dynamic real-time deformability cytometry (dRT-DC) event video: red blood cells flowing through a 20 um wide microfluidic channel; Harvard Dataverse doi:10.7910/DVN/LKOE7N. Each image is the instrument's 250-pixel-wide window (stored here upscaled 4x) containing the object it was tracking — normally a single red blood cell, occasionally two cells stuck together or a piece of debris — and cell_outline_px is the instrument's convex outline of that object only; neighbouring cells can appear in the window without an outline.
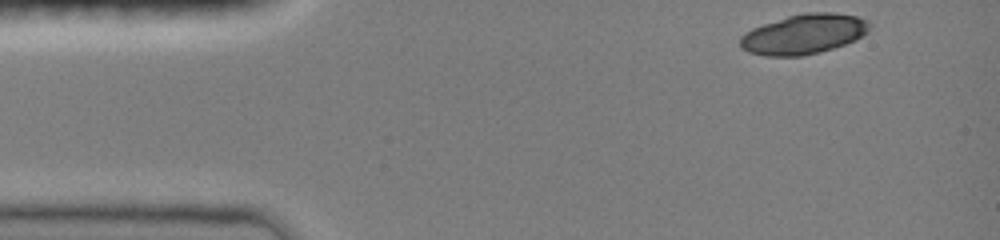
{"species": "common noctule bat (a hibernating species)", "species_latin": "Nyctalus noctula", "temperature_condition": "room temperature", "stored_images_in_passage": 35, "camera_frame_rate_fps": 3000, "um_per_image_px": 0.085, "animal": {"sex": "female", "body_mass_g": 19.0, "forearm_length_mm": 51.5}, "frame": {"image": 1, "passage_image": 1, "time_ms": 0.0, "image_size_px": [1000, 240], "cell_outline_px": [[872, 24], [868, 32], [856, 40], [832, 48], [800, 56], [764, 56], [748, 52], [740, 48], [740, 36], [752, 28], [788, 16], [804, 12], [832, 12], [856, 16], [868, 20]], "centroid_in_image_um": [68.33, 2.89], "position_along_channel_um": 16.7, "area_um2": 30.11}}